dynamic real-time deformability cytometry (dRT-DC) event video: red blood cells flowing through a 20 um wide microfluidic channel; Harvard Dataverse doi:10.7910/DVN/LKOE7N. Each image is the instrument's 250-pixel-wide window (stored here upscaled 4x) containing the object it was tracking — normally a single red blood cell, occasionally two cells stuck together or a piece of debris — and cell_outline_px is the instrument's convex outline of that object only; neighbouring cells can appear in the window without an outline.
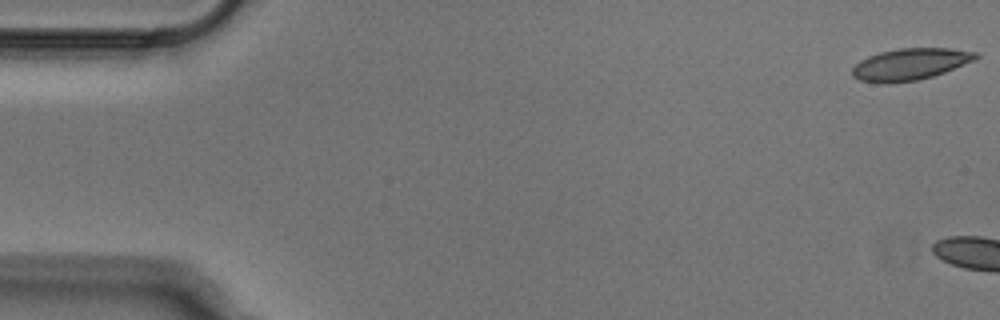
{"species": "Egyptian fruit bat (a non-hibernating species)", "species_latin": "Rousettus aegyptiacus", "temperature_condition": "cold", "stored_images_in_passage": 4, "camera_frame_rate_fps": 3000, "um_per_image_px": 0.085, "animal": {"sex": "male"}, "frame": {"image": 1, "passage_image": 1, "time_ms": 0.0, "image_size_px": [1000, 320], "cell_outline_px": [[980, 56], [976, 60], [944, 72], [932, 76], [916, 80], [884, 84], [860, 80], [852, 76], [852, 68], [860, 60], [868, 56], [880, 52], [900, 48], [948, 48], [980, 52]], "centroid_in_image_um": [77.38, 5.45], "position_along_channel_um": 7.6, "area_um2": 22.89}}